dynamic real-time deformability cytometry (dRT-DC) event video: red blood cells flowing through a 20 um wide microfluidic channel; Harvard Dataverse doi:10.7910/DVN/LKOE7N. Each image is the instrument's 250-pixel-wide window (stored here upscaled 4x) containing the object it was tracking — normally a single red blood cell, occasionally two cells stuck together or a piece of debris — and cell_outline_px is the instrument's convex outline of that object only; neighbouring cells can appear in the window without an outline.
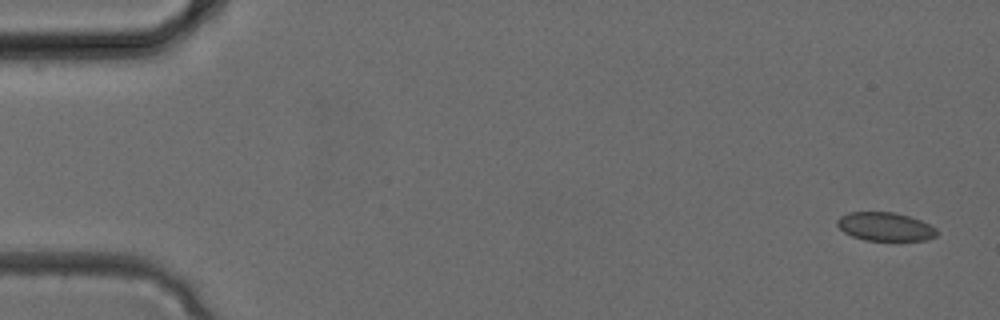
{"species": "common noctule bat (a hibernating species)", "species_latin": "Nyctalus noctula", "temperature_condition": "cold", "stored_images_in_passage": 16, "camera_frame_rate_fps": 3000, "um_per_image_px": 0.085, "animal": {"sex": "female", "body_mass_g": 24.6, "forearm_length_mm": 56.2}, "frame": {"image": 1, "passage_image": 1, "time_ms": 0.0, "image_size_px": [1000, 320], "cell_outline_px": [[940, 232], [936, 236], [928, 240], [864, 240], [852, 236], [844, 232], [836, 224], [836, 220], [840, 216], [848, 212], [892, 212], [908, 216], [920, 220], [936, 228]], "centroid_in_image_um": [75.24, 19.26], "position_along_channel_um": 9.8, "area_um2": 16.59}}
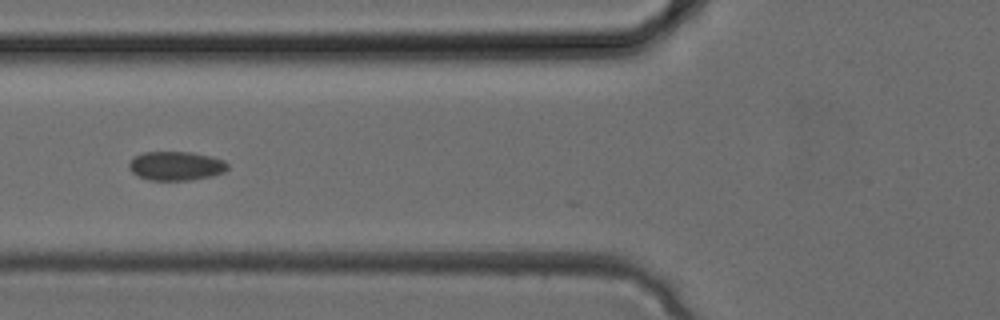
{"frame": {"image": 2, "passage_image": 13, "time_ms": 4.0, "image_size_px": [1000, 320], "cell_outline_px": [[228, 168], [224, 172], [212, 176], [192, 180], [148, 180], [132, 172], [128, 168], [128, 164], [132, 156], [144, 152], [192, 152], [212, 156], [224, 160], [228, 164]], "centroid_in_image_um": [14.95, 14.09], "position_along_channel_um": 110.8, "area_um2": 16.88}}
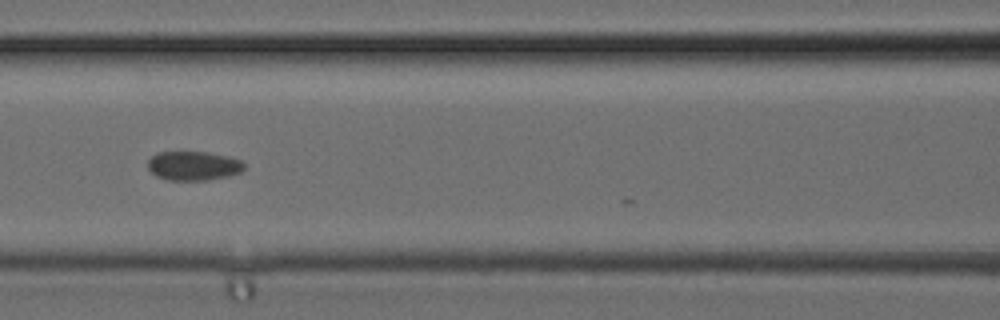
{"frame": {"image": 3, "passage_image": 15, "time_ms": 4.667, "image_size_px": [1000, 320], "cell_outline_px": [[244, 168], [240, 172], [228, 176], [204, 180], [168, 180], [156, 176], [148, 168], [148, 160], [156, 152], [208, 152], [228, 156], [240, 160], [244, 164]], "centroid_in_image_um": [16.42, 14.09], "position_along_channel_um": 150.2, "area_um2": 16.3}}